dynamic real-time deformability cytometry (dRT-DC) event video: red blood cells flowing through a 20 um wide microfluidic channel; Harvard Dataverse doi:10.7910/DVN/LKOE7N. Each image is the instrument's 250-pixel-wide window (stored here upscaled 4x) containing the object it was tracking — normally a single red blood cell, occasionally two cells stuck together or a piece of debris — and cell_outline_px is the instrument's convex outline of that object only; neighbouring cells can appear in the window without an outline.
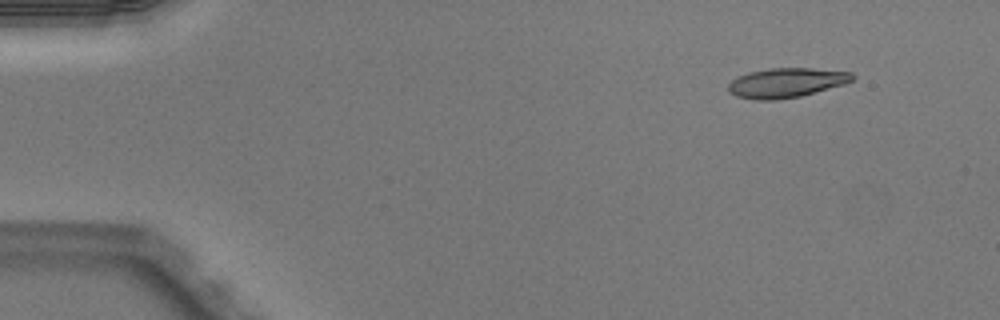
{"species": "Egyptian fruit bat (a non-hibernating species)", "species_latin": "Rousettus aegyptiacus", "temperature_condition": "warm", "stored_images_in_passage": 46, "camera_frame_rate_fps": 3000, "um_per_image_px": 0.085, "animal": {"sex": "male"}, "frame": {"image": 1, "passage_image": 1, "time_ms": 0.0, "image_size_px": [1000, 320], "cell_outline_px": [[856, 76], [852, 80], [844, 84], [800, 96], [776, 100], [756, 100], [736, 96], [728, 92], [728, 84], [732, 80], [748, 72], [768, 68], [812, 68], [852, 72]], "centroid_in_image_um": [66.83, 7.03], "position_along_channel_um": 18.2, "area_um2": 21.39}}
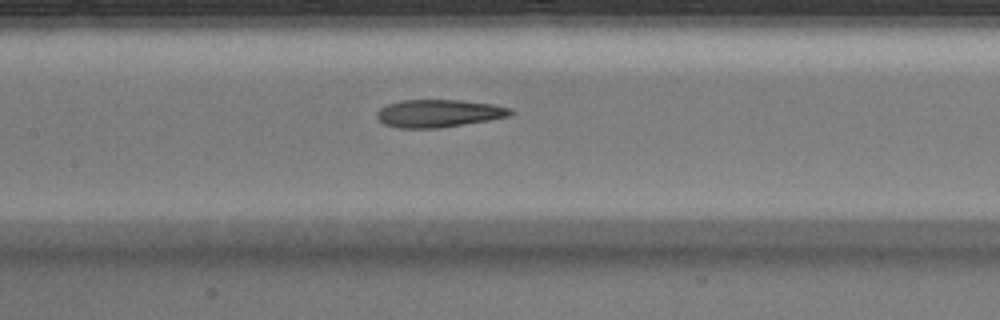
{"frame": {"image": 2, "passage_image": 20, "time_ms": 6.333, "image_size_px": [1000, 320], "cell_outline_px": [[516, 112], [508, 116], [488, 120], [440, 128], [400, 128], [384, 124], [376, 116], [376, 112], [380, 108], [388, 104], [400, 100], [460, 100], [492, 104], [512, 108]], "centroid_in_image_um": [37.29, 9.63], "position_along_channel_um": 170.1, "area_um2": 21.56}}
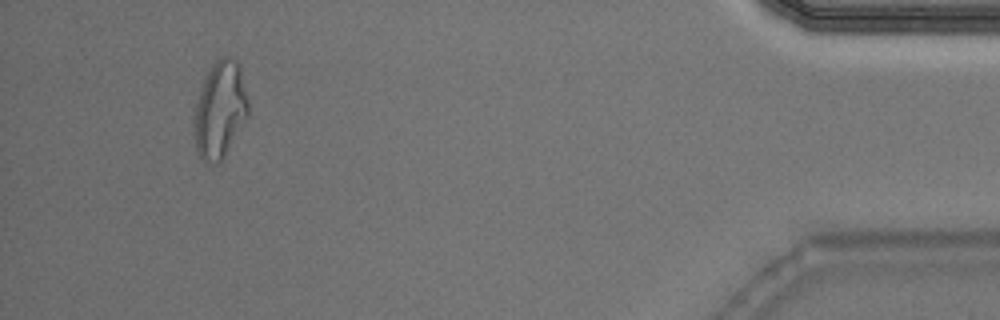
{"frame": {"image": 3, "passage_image": 43, "time_ms": 14.0, "image_size_px": [1000, 320], "cell_outline_px": [[248, 116], [224, 156], [216, 164], [200, 160], [196, 152], [192, 132], [192, 124], [196, 104], [204, 80], [212, 64], [220, 56], [228, 56], [236, 60], [240, 64], [248, 100]], "centroid_in_image_um": [18.67, 9.34], "position_along_channel_um": 416.5, "area_um2": 30.81}, "authors_computed_cell_mechanics": {"area_um2": 22.1085, "velocity_mm_per_s": 4.0553, "shape_relaxation_time_tau1_ms": null, "shape_relaxation_time_tau2_ms": 3.3039, "deformation_change_tau1": null, "deformation_change_tau2": 0.1484}}